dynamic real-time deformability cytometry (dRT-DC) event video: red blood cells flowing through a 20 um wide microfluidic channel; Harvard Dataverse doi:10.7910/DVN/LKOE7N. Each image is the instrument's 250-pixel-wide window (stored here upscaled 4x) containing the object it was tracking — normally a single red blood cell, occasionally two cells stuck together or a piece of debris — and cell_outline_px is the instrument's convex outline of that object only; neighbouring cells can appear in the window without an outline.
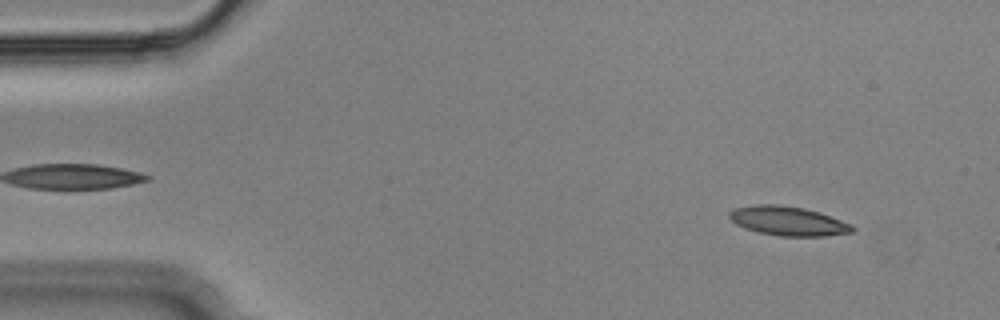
{"species": "Egyptian fruit bat (a non-hibernating species)", "species_latin": "Rousettus aegyptiacus", "temperature_condition": "cold", "stored_images_in_passage": 54, "camera_frame_rate_fps": 3000, "um_per_image_px": 0.085, "animal": {"sex": "male"}, "frame": {"image": 1, "passage_image": 5, "time_ms": 1.333, "image_size_px": [1000, 320], "cell_outline_px": [[856, 228], [852, 232], [824, 236], [780, 236], [760, 232], [744, 228], [736, 224], [728, 216], [728, 212], [736, 208], [756, 204], [776, 204], [804, 208], [820, 212], [852, 224]], "centroid_in_image_um": [67.0, 18.78], "position_along_channel_um": 18.0, "area_um2": 20.92}}
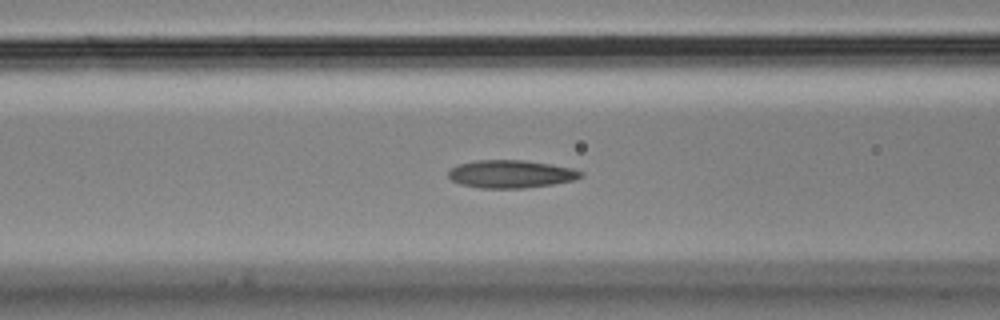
{"frame": {"image": 2, "passage_image": 21, "time_ms": 6.667, "image_size_px": [1000, 320], "cell_outline_px": [[584, 172], [580, 176], [572, 180], [552, 184], [524, 188], [480, 188], [460, 184], [452, 180], [448, 176], [448, 172], [456, 164], [476, 160], [524, 160], [572, 168]], "centroid_in_image_um": [43.37, 14.79], "position_along_channel_um": 123.2, "area_um2": 21.33}}
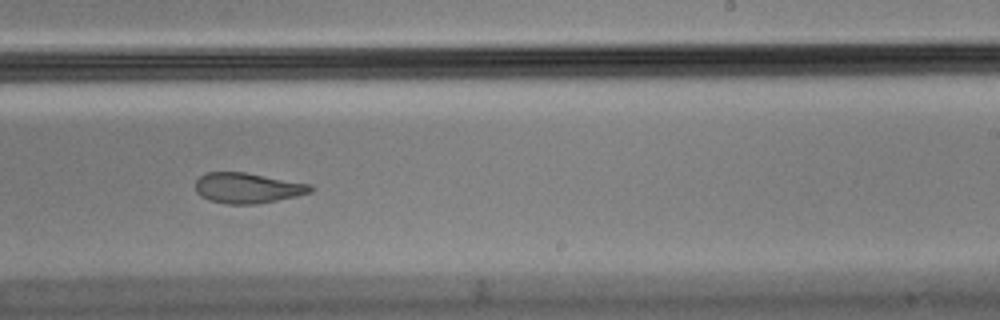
{"frame": {"image": 3, "passage_image": 33, "time_ms": 10.667, "image_size_px": [1000, 320], "cell_outline_px": [[316, 188], [312, 192], [296, 196], [256, 204], [228, 204], [208, 200], [200, 196], [196, 192], [196, 180], [200, 176], [208, 172], [244, 172], [312, 184]], "centroid_in_image_um": [21.06, 15.98], "position_along_channel_um": 267.9, "area_um2": 20.46}, "authors_computed_cell_mechanics": {"area_um2": 21.2126, "velocity_mm_per_s": 3.6249, "shape_relaxation_time_tau1_ms": 9.7028, "shape_relaxation_time_tau2_ms": 2.4294, "deformation_change_tau1": 0.2586, "deformation_change_tau2": 0.1006}}